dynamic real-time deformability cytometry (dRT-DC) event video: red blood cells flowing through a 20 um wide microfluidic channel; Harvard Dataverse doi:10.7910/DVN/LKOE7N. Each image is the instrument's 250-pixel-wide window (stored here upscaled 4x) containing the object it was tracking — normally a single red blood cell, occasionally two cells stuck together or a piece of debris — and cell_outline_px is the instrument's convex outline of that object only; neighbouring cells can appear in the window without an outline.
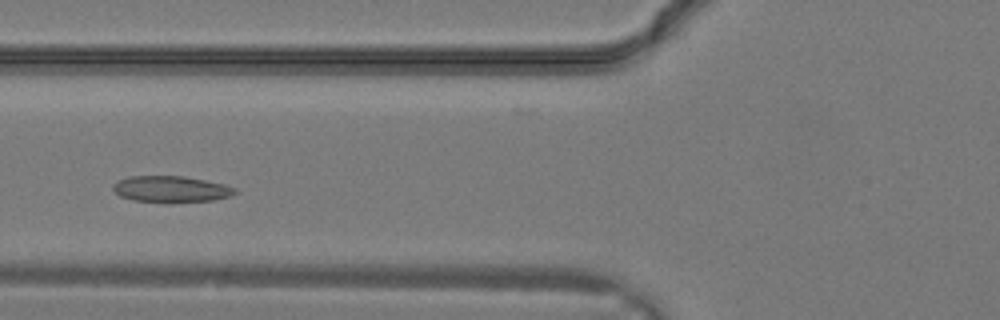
{"species": "common noctule bat (a hibernating species)", "species_latin": "Nyctalus noctula", "temperature_condition": "warm", "stored_images_in_passage": 25, "camera_frame_rate_fps": 3000, "um_per_image_px": 0.085, "animal": {"sex": "male", "body_mass_g": 19.2, "forearm_length_mm": 51.8}, "frame": {"image": 1, "passage_image": 6, "time_ms": 1.667, "image_size_px": [1000, 320], "cell_outline_px": [[236, 192], [228, 196], [212, 200], [172, 204], [132, 200], [120, 196], [112, 188], [112, 184], [116, 180], [128, 176], [184, 176], [224, 184], [236, 188]], "centroid_in_image_um": [14.48, 16.09], "position_along_channel_um": 111.3, "area_um2": 19.07}}
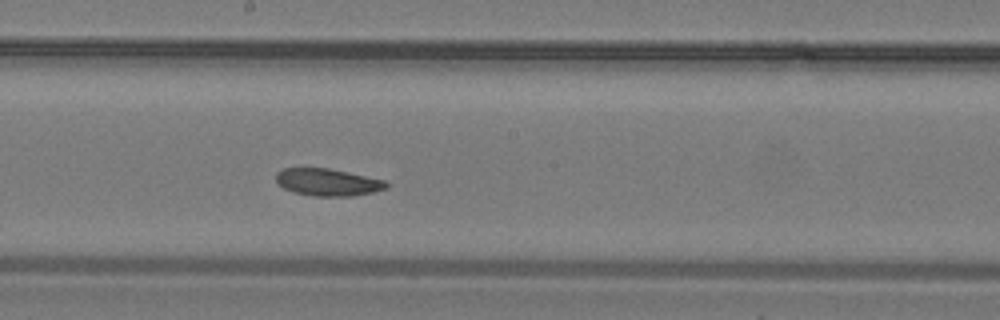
{"frame": {"image": 2, "passage_image": 11, "time_ms": 3.333, "image_size_px": [1000, 320], "cell_outline_px": [[388, 188], [372, 192], [352, 196], [312, 196], [292, 192], [284, 188], [276, 180], [276, 172], [284, 168], [328, 168], [384, 180], [388, 184]], "centroid_in_image_um": [27.84, 15.49], "position_along_channel_um": 220.4, "area_um2": 17.4}}
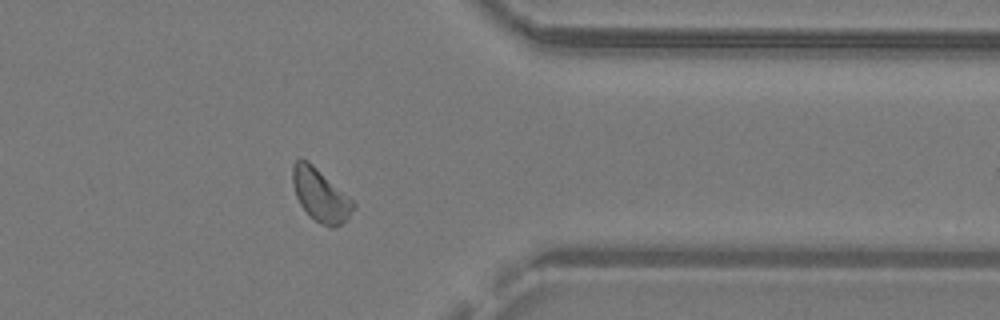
{"frame": {"image": 3, "passage_image": 19, "time_ms": 6.0, "image_size_px": [1000, 320], "cell_outline_px": [[356, 204], [348, 216], [340, 224], [332, 228], [320, 224], [300, 204], [296, 196], [292, 184], [292, 164], [300, 156], [308, 160], [348, 196]], "centroid_in_image_um": [27.19, 16.53], "position_along_channel_um": 384.2, "area_um2": 18.32}}